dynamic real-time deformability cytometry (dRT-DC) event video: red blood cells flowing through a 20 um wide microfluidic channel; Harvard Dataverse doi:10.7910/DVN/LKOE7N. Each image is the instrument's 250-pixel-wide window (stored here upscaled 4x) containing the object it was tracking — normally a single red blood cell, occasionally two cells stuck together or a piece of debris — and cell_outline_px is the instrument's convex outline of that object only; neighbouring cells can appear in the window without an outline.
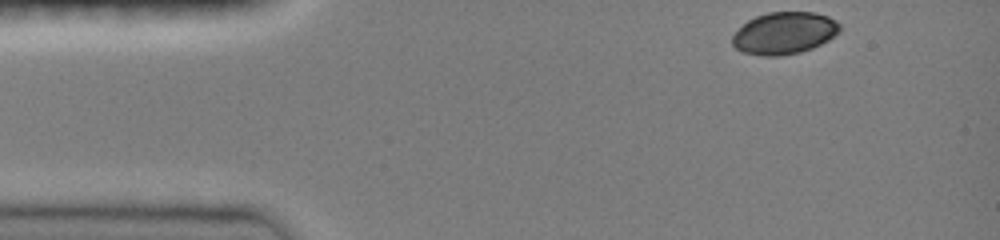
{"species": "common noctule bat (a hibernating species)", "species_latin": "Nyctalus noctula", "temperature_condition": "room temperature", "stored_images_in_passage": 40, "camera_frame_rate_fps": 3000, "um_per_image_px": 0.085, "animal": {"sex": "female", "body_mass_g": 19.0, "forearm_length_mm": 51.5}, "frame": {"image": 1, "passage_image": 1, "time_ms": 0.0, "image_size_px": [1000, 240], "cell_outline_px": [[840, 32], [828, 40], [812, 48], [800, 52], [780, 56], [760, 56], [740, 52], [732, 44], [732, 36], [748, 20], [756, 16], [768, 12], [816, 12], [828, 16], [836, 20], [840, 24]], "centroid_in_image_um": [66.67, 2.82], "position_along_channel_um": 18.3, "area_um2": 26.47}}
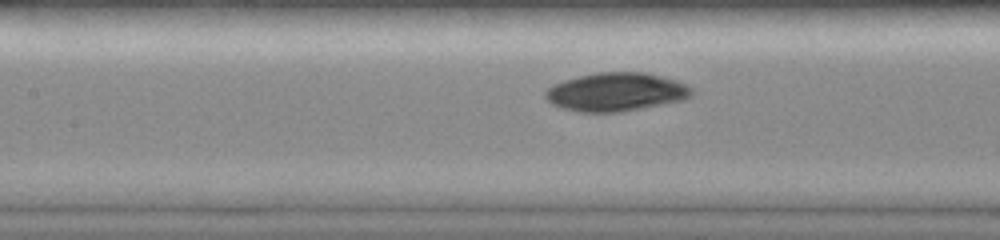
{"frame": {"image": 2, "passage_image": 17, "time_ms": 5.333, "image_size_px": [1000, 240], "cell_outline_px": [[692, 96], [684, 100], [620, 112], [576, 112], [560, 108], [552, 104], [544, 96], [544, 92], [552, 84], [564, 80], [596, 72], [644, 72], [676, 80], [688, 84], [692, 88]], "centroid_in_image_um": [52.35, 7.82], "position_along_channel_um": 155.0, "area_um2": 33.0}}
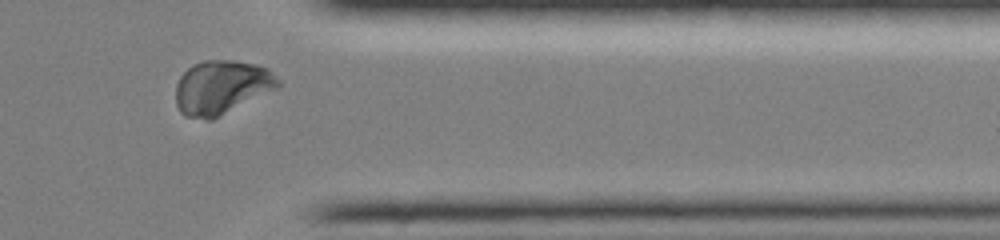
{"frame": {"image": 3, "passage_image": 35, "time_ms": 11.333, "image_size_px": [1000, 240], "cell_outline_px": [[280, 84], [276, 88], [212, 120], [208, 120], [184, 116], [180, 112], [176, 104], [176, 84], [180, 76], [192, 64], [204, 60], [232, 60], [256, 64], [268, 68], [280, 80]], "centroid_in_image_um": [18.8, 7.41], "position_along_channel_um": 392.6, "area_um2": 32.14}}